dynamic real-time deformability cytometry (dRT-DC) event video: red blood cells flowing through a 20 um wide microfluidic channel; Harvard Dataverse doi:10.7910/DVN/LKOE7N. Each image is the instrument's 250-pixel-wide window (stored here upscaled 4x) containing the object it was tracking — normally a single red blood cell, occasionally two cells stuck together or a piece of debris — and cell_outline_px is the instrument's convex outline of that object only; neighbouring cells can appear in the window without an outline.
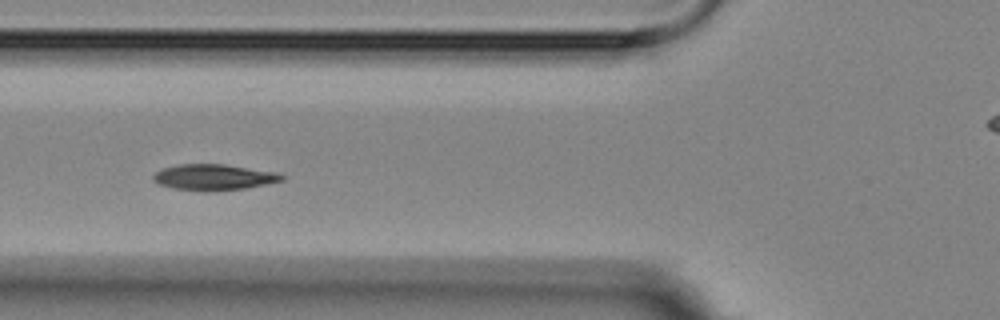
{"species": "Egyptian fruit bat (a non-hibernating species)", "species_latin": "Rousettus aegyptiacus", "temperature_condition": "room temperature", "stored_images_in_passage": 9, "camera_frame_rate_fps": 3000, "um_per_image_px": 0.085, "animal": {"sex": "female"}, "frame": {"image": 1, "passage_image": 3, "time_ms": 2.333, "image_size_px": [1000, 320], "cell_outline_px": [[284, 180], [244, 188], [172, 188], [160, 184], [152, 180], [152, 176], [156, 172], [164, 168], [180, 164], [224, 164], [276, 172], [284, 176]], "centroid_in_image_um": [18.17, 15.01], "position_along_channel_um": 107.6, "area_um2": 18.26}}
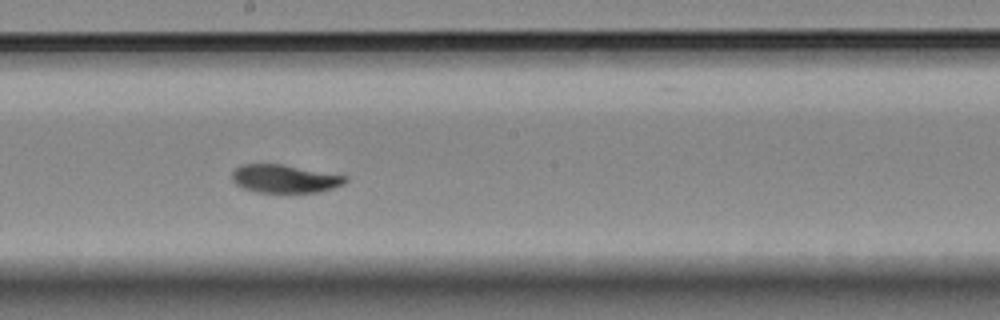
{"frame": {"image": 2, "passage_image": 6, "time_ms": 5.667, "image_size_px": [1000, 320], "cell_outline_px": [[348, 180], [344, 184], [320, 192], [256, 192], [244, 188], [236, 184], [232, 180], [232, 172], [236, 168], [244, 164], [280, 164], [348, 176]], "centroid_in_image_um": [24.21, 15.19], "position_along_channel_um": 224.0, "area_um2": 18.44}}
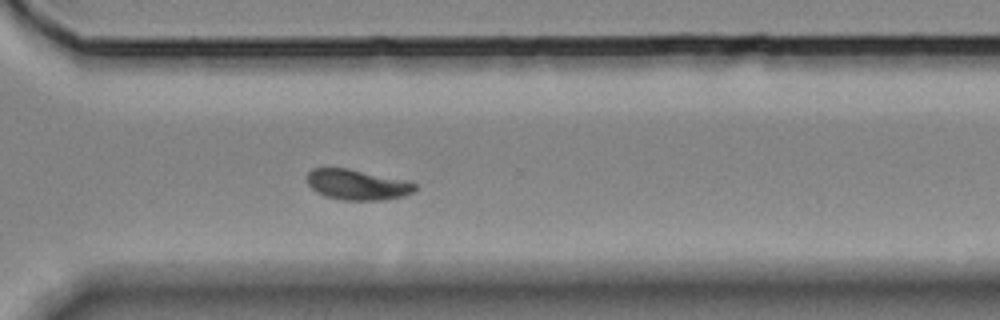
{"frame": {"image": 3, "passage_image": 9, "time_ms": 9.0, "image_size_px": [1000, 320], "cell_outline_px": [[416, 188], [412, 192], [404, 196], [384, 200], [340, 200], [324, 196], [316, 192], [308, 184], [308, 172], [312, 168], [348, 168], [400, 180], [416, 184]], "centroid_in_image_um": [30.31, 15.71], "position_along_channel_um": 340.3, "area_um2": 18.84}}